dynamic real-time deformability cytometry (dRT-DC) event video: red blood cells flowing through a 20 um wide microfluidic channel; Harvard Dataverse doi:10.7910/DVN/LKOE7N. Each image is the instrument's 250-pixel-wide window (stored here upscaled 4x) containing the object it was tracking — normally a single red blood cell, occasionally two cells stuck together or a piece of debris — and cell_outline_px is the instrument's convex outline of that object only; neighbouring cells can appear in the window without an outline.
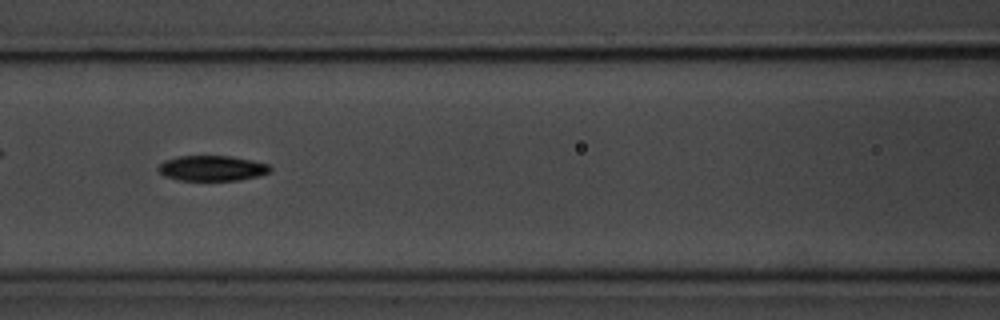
{"species": "common noctule bat (a hibernating species)", "species_latin": "Nyctalus noctula", "temperature_condition": "room temperature", "stored_images_in_passage": 8, "camera_frame_rate_fps": 3000, "um_per_image_px": 0.085, "animal": {"sex": "male", "body_mass_g": 20.1, "forearm_length_mm": 53.5}, "frame": {"image": 1, "passage_image": 6, "time_ms": 5.667, "image_size_px": [1000, 320], "cell_outline_px": [[272, 172], [240, 180], [180, 180], [164, 176], [156, 168], [164, 160], [180, 156], [228, 156], [252, 160], [268, 164], [272, 168]], "centroid_in_image_um": [18.03, 14.3], "position_along_channel_um": 148.6, "area_um2": 16.47}}
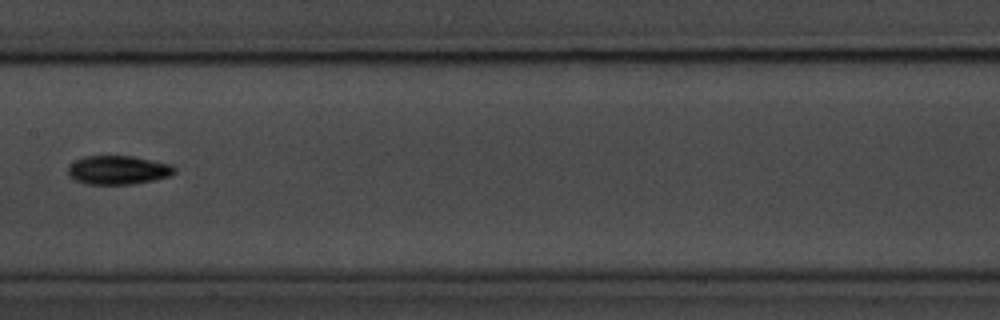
{"frame": {"image": 2, "passage_image": 7, "time_ms": 7.0, "image_size_px": [1000, 320], "cell_outline_px": [[176, 172], [172, 176], [132, 184], [88, 184], [76, 180], [68, 176], [68, 168], [76, 160], [84, 156], [132, 156], [172, 164], [176, 168]], "centroid_in_image_um": [10.08, 14.45], "position_along_channel_um": 197.3, "area_um2": 17.86}}